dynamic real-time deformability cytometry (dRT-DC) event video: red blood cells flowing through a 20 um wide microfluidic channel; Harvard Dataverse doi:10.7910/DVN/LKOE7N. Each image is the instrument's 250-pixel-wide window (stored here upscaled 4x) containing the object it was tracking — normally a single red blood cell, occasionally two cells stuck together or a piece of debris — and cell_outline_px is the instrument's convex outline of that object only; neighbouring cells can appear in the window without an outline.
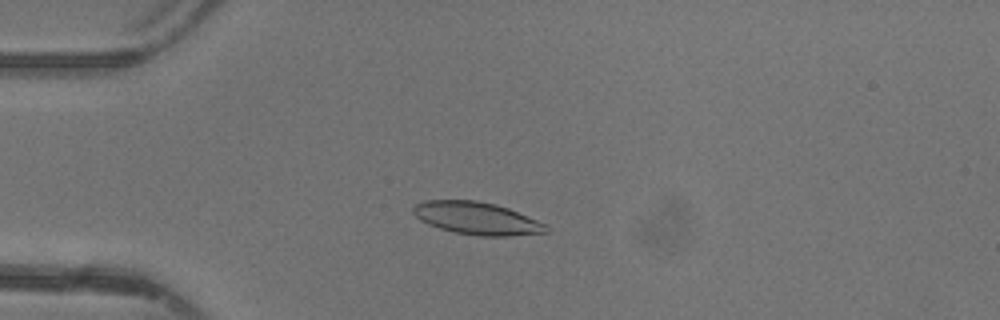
{"species": "common noctule bat (a hibernating species)", "species_latin": "Nyctalus noctula", "temperature_condition": "warm", "stored_images_in_passage": 39, "camera_frame_rate_fps": 3000, "um_per_image_px": 0.085, "animal": {"sex": "female"}, "frame": {"image": 1, "passage_image": 4, "time_ms": 1.0, "image_size_px": [1000, 320], "cell_outline_px": [[548, 232], [508, 236], [480, 236], [452, 232], [428, 224], [420, 220], [412, 212], [412, 208], [416, 204], [424, 200], [476, 200], [508, 208], [548, 224]], "centroid_in_image_um": [40.53, 18.56], "position_along_channel_um": 44.5, "area_um2": 25.2}}
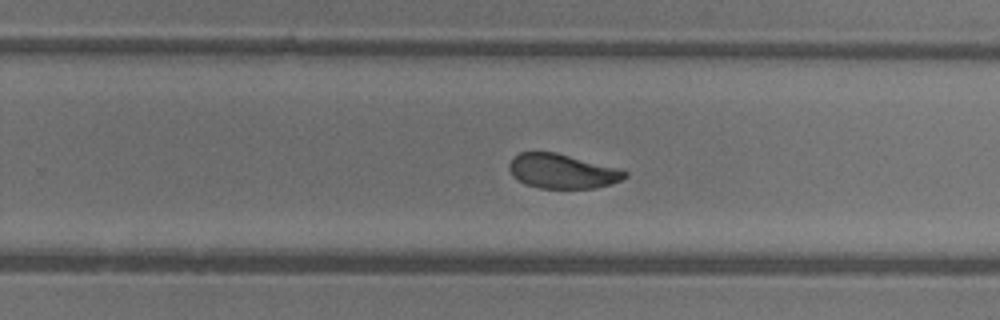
{"frame": {"image": 2, "passage_image": 22, "time_ms": 7.0, "image_size_px": [1000, 320], "cell_outline_px": [[628, 176], [612, 184], [596, 188], [540, 188], [524, 184], [512, 176], [508, 168], [508, 164], [512, 156], [520, 152], [556, 152], [616, 168], [628, 172]], "centroid_in_image_um": [47.74, 14.55], "position_along_channel_um": 282.1, "area_um2": 23.29}}
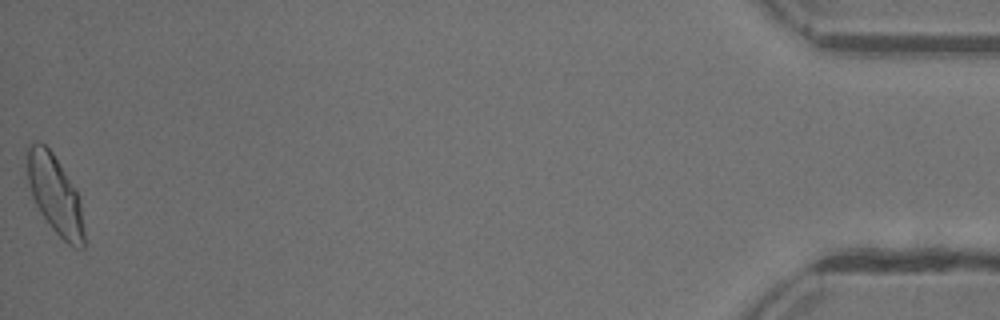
{"frame": {"image": 3, "passage_image": 39, "time_ms": 12.667, "image_size_px": [1000, 320], "cell_outline_px": [[84, 248], [76, 248], [68, 244], [52, 228], [40, 212], [32, 196], [28, 180], [24, 148], [32, 140], [40, 140], [52, 152], [76, 188], [80, 204], [84, 232]], "centroid_in_image_um": [4.63, 16.45], "position_along_channel_um": 430.6, "area_um2": 26.36}, "authors_computed_cell_mechanics": {"area_um2": 24.5072, "velocity_mm_per_s": 4.3693, "shape_relaxation_time_tau1_ms": 2.8697, "shape_relaxation_time_tau2_ms": 0.8517, "deformation_change_tau1": 0.1469, "deformation_change_tau2": 0.0585}}